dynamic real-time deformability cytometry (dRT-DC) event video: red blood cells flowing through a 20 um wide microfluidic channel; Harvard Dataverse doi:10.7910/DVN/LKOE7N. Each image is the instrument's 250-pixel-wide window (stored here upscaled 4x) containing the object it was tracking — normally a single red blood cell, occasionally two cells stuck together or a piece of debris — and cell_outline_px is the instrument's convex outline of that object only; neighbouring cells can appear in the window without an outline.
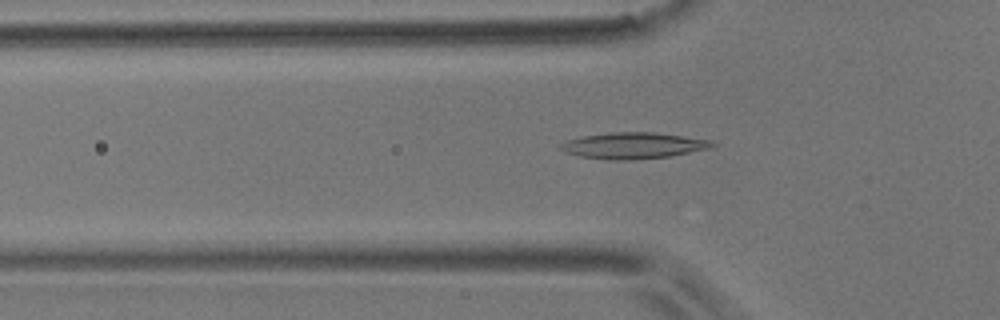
{"species": "common noctule bat (a hibernating species)", "species_latin": "Nyctalus noctula", "temperature_condition": "room temperature", "stored_images_in_passage": 53, "camera_frame_rate_fps": 3000, "um_per_image_px": 0.085, "animal": {"sex": "male", "body_mass_g": 17.9}, "frame": {"image": 1, "passage_image": 17, "time_ms": 5.333, "image_size_px": [1000, 320], "cell_outline_px": [[716, 144], [712, 148], [668, 156], [632, 160], [608, 160], [580, 156], [564, 152], [560, 148], [560, 144], [568, 140], [580, 136], [612, 132], [652, 132], [712, 140]], "centroid_in_image_um": [53.82, 12.37], "position_along_channel_um": 72.0, "area_um2": 23.12}}
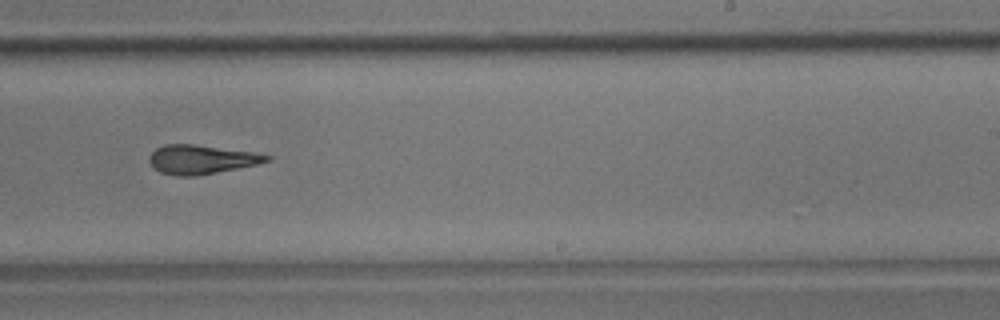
{"frame": {"image": 2, "passage_image": 33, "time_ms": 10.667, "image_size_px": [1000, 320], "cell_outline_px": [[272, 160], [256, 164], [216, 172], [192, 176], [176, 176], [160, 172], [152, 168], [148, 160], [148, 156], [156, 148], [164, 144], [192, 144], [252, 152], [272, 156]], "centroid_in_image_um": [17.05, 13.55], "position_along_channel_um": 272.0, "area_um2": 19.71}}
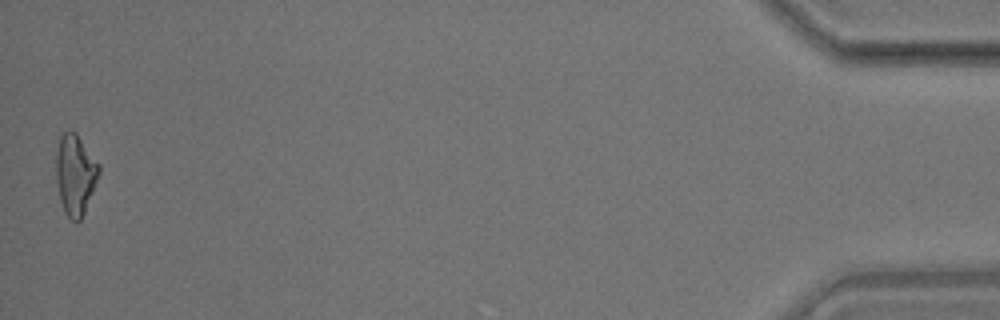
{"frame": {"image": 3, "passage_image": 53, "time_ms": 17.333, "image_size_px": [1000, 320], "cell_outline_px": [[100, 172], [84, 212], [80, 220], [76, 224], [64, 212], [60, 200], [56, 180], [56, 152], [60, 136], [68, 128], [76, 132], [100, 164]], "centroid_in_image_um": [6.39, 14.8], "position_along_channel_um": 428.8, "area_um2": 20.23}, "authors_computed_cell_mechanics": {"area_um2": 20.4034, "velocity_mm_per_s": 3.7378, "shape_relaxation_time_tau1_ms": null, "shape_relaxation_time_tau2_ms": 4.2126, "deformation_change_tau1": null, "deformation_change_tau2": 0.1529}}